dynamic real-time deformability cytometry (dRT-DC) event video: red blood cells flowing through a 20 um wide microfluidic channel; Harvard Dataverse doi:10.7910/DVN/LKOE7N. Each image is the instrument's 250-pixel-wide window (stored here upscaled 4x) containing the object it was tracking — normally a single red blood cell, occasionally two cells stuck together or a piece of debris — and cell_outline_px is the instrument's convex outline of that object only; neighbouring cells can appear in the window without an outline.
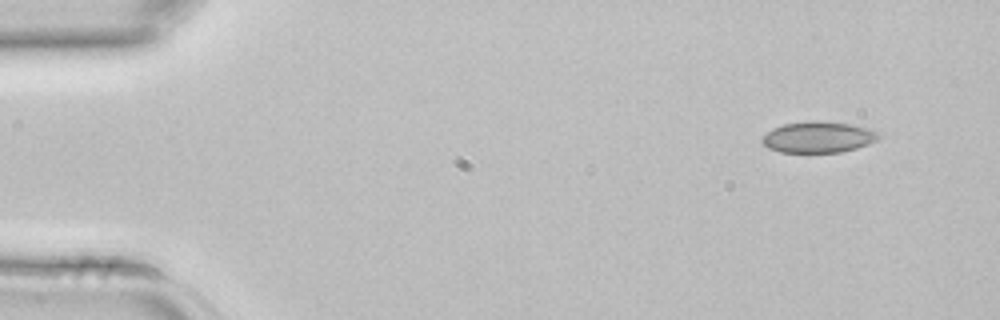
{"species": "common noctule bat (a hibernating species)", "species_latin": "Nyctalus noctula", "temperature_condition": "room temperature", "stored_images_in_passage": 3, "camera_frame_rate_fps": 3000, "um_per_image_px": 0.085, "animal": {"sex": "female", "body_mass_g": 22.7, "forearm_length_mm": 54.2}, "frame": {"image": 1, "passage_image": 1, "time_ms": 0.0, "image_size_px": [1000, 320], "cell_outline_px": [[880, 136], [876, 140], [868, 144], [856, 148], [840, 152], [780, 152], [768, 148], [760, 140], [772, 128], [784, 124], [816, 120], [848, 124], [872, 128], [880, 132]], "centroid_in_image_um": [69.57, 11.65], "position_along_channel_um": 15.4, "area_um2": 21.1}}
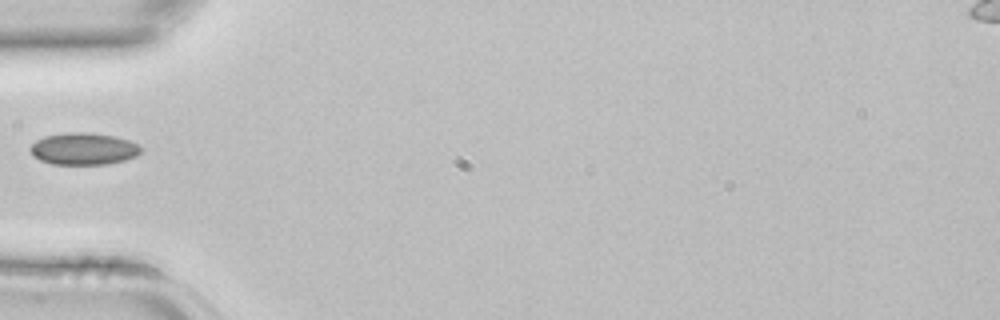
{"frame": {"image": 2, "passage_image": 3, "time_ms": 0.667, "image_size_px": [1000, 320], "cell_outline_px": [[144, 148], [136, 156], [124, 160], [108, 164], [52, 164], [40, 160], [32, 156], [28, 148], [36, 140], [44, 136], [68, 132], [84, 132], [116, 136], [128, 140]], "centroid_in_image_um": [7.08, 12.65], "position_along_channel_um": 77.9, "area_um2": 20.75}}